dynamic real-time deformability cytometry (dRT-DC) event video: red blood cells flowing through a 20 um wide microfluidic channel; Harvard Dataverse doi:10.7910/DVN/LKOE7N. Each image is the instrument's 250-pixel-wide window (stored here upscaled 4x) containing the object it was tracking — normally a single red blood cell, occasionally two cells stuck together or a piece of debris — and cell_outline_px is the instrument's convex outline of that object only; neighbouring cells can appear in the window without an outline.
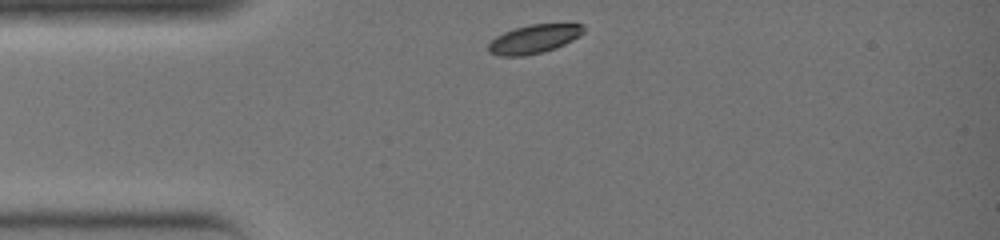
{"species": "common noctule bat (a hibernating species)", "species_latin": "Nyctalus noctula", "temperature_condition": "warm", "stored_images_in_passage": 25, "camera_frame_rate_fps": 3000, "um_per_image_px": 0.085, "animal": {"sex": "female", "body_mass_g": 19.0, "forearm_length_mm": 51.5}, "frame": {"image": 1, "passage_image": 1, "time_ms": 0.0, "image_size_px": [1000, 240], "cell_outline_px": [[584, 32], [580, 36], [556, 48], [544, 52], [524, 56], [500, 56], [488, 52], [488, 44], [496, 36], [504, 32], [516, 28], [532, 24], [584, 24]], "centroid_in_image_um": [45.39, 3.33], "position_along_channel_um": 39.6, "area_um2": 15.9}}
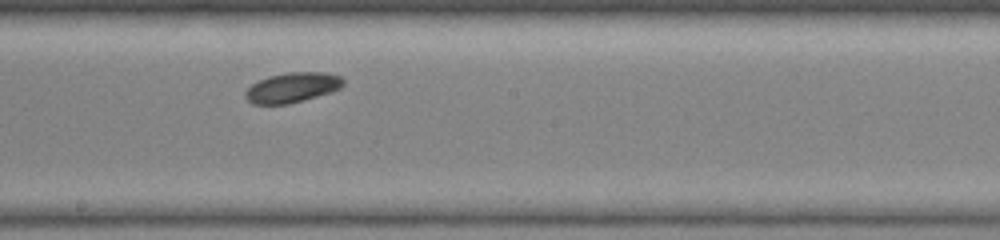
{"frame": {"image": 2, "passage_image": 13, "time_ms": 4.0, "image_size_px": [1000, 240], "cell_outline_px": [[344, 84], [340, 88], [332, 92], [304, 100], [288, 104], [252, 104], [244, 96], [244, 92], [252, 84], [268, 76], [288, 72], [324, 72], [340, 76], [344, 80]], "centroid_in_image_um": [24.85, 7.44], "position_along_channel_um": 223.4, "area_um2": 17.17}}
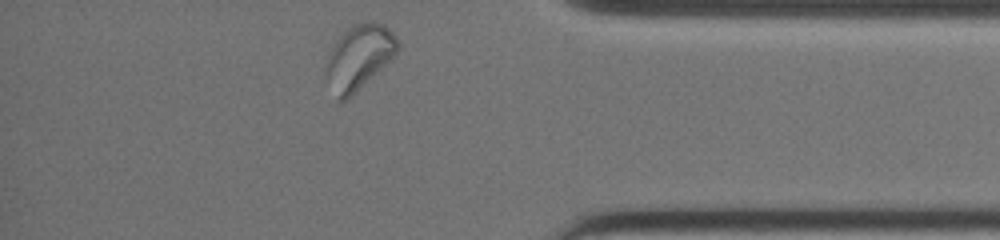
{"frame": {"image": 3, "passage_image": 24, "time_ms": 7.667, "image_size_px": [1000, 240], "cell_outline_px": [[400, 48], [348, 100], [336, 100], [328, 76], [328, 52], [332, 44], [352, 24], [372, 20], [384, 24], [396, 36], [400, 44]], "centroid_in_image_um": [30.53, 4.8], "position_along_channel_um": 404.7, "area_um2": 26.41}}